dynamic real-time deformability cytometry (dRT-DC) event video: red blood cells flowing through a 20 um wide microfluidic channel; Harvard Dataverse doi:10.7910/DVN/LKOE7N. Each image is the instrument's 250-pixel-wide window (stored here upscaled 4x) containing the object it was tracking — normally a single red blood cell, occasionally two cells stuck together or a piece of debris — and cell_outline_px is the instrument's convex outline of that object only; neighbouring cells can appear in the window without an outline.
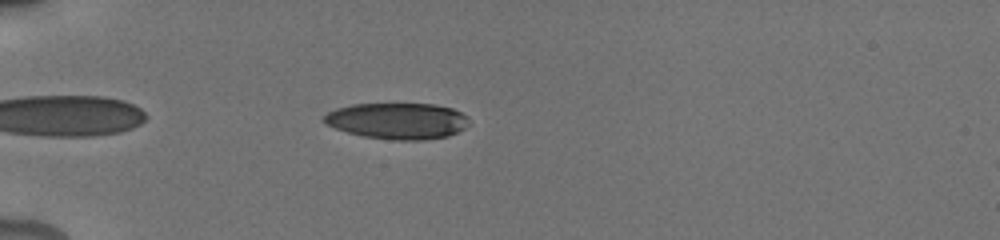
{"species": "human", "species_latin": "Homo sapiens", "temperature_condition": "cold", "stored_images_in_passage": 12, "camera_frame_rate_fps": 3000, "um_per_image_px": 0.085, "donor": {"sex": "male"}, "frame": {"image": 1, "passage_image": 9, "time_ms": 5.333, "image_size_px": [1000, 240], "cell_outline_px": [[468, 124], [464, 128], [448, 136], [424, 140], [392, 140], [364, 136], [348, 132], [324, 124], [320, 120], [320, 116], [336, 108], [352, 104], [436, 104], [452, 108], [468, 116]], "centroid_in_image_um": [33.75, 10.27], "position_along_channel_um": 51.3, "area_um2": 30.81}}